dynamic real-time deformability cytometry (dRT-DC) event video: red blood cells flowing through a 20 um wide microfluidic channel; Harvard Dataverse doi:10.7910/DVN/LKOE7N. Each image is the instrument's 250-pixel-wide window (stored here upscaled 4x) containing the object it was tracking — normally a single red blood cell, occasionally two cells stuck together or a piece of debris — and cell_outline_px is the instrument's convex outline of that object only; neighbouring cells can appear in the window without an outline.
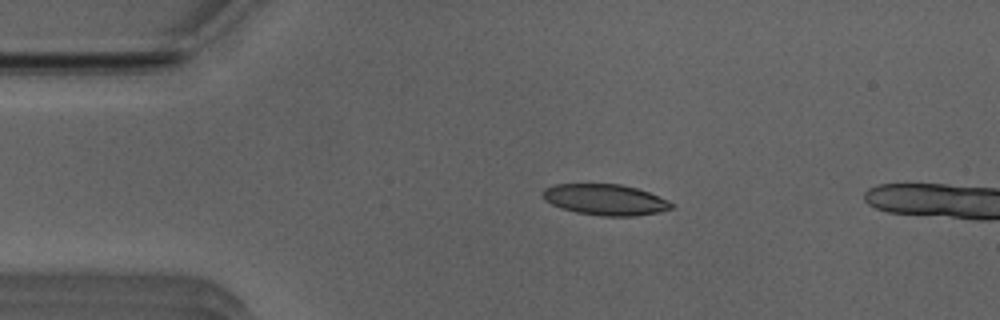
{"species": "Egyptian fruit bat (a non-hibernating species)", "species_latin": "Rousettus aegyptiacus", "temperature_condition": "room temperature", "stored_images_in_passage": 5, "camera_frame_rate_fps": 3000, "um_per_image_px": 0.085, "animal": {"sex": "male"}, "frame": {"image": 1, "passage_image": 2, "time_ms": 0.333, "image_size_px": [1000, 320], "cell_outline_px": [[676, 204], [672, 208], [656, 212], [632, 216], [600, 216], [576, 212], [552, 204], [544, 200], [540, 192], [544, 188], [556, 184], [620, 184], [636, 188], [648, 192], [668, 200]], "centroid_in_image_um": [51.42, 16.96], "position_along_channel_um": 33.6, "area_um2": 23.12}}